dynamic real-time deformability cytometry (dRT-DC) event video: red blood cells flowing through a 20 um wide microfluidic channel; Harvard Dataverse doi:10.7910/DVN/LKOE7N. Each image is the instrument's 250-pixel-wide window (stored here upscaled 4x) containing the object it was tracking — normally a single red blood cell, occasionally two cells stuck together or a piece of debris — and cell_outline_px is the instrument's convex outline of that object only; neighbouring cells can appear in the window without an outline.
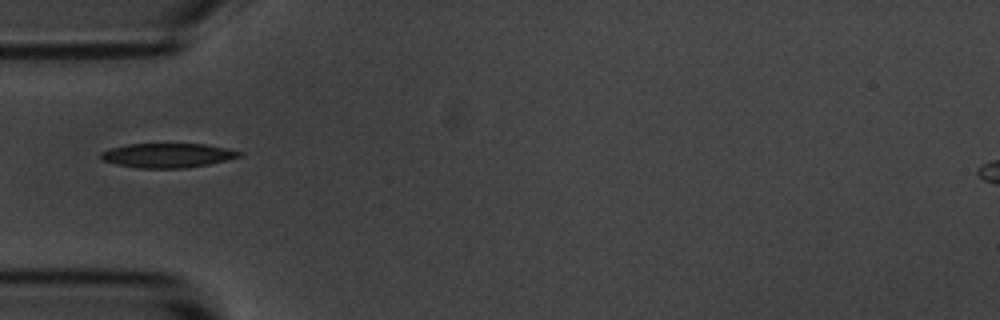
{"species": "common noctule bat (a hibernating species)", "species_latin": "Nyctalus noctula", "temperature_condition": "room temperature", "stored_images_in_passage": 38, "camera_frame_rate_fps": 3000, "um_per_image_px": 0.085, "animal": {"sex": "male", "body_mass_g": 20.1, "forearm_length_mm": 53.5}, "frame": {"image": 1, "passage_image": 1, "time_ms": 0.0, "image_size_px": [1000, 320], "cell_outline_px": [[244, 156], [228, 160], [188, 168], [140, 168], [116, 164], [104, 160], [100, 156], [100, 152], [112, 148], [128, 144], [204, 144], [228, 148], [244, 152]], "centroid_in_image_um": [14.32, 13.21], "position_along_channel_um": 70.7, "area_um2": 19.71}}
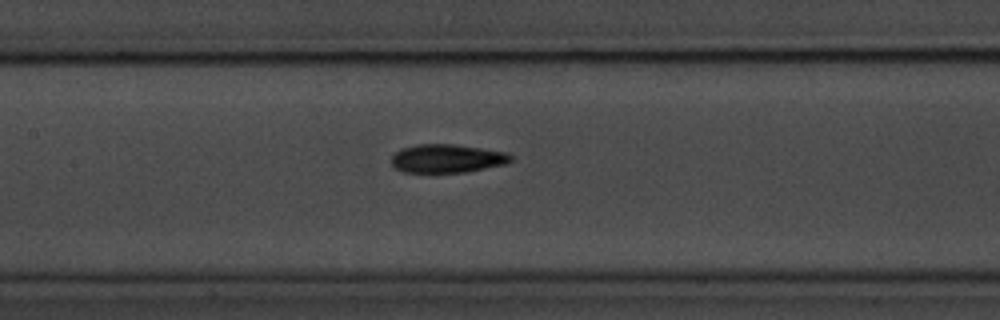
{"frame": {"image": 2, "passage_image": 9, "time_ms": 2.667, "image_size_px": [1000, 320], "cell_outline_px": [[512, 160], [504, 164], [464, 172], [404, 172], [396, 168], [392, 164], [392, 156], [396, 152], [404, 148], [416, 144], [452, 144], [508, 152], [512, 156]], "centroid_in_image_um": [38.0, 13.46], "position_along_channel_um": 169.4, "area_um2": 19.54}}
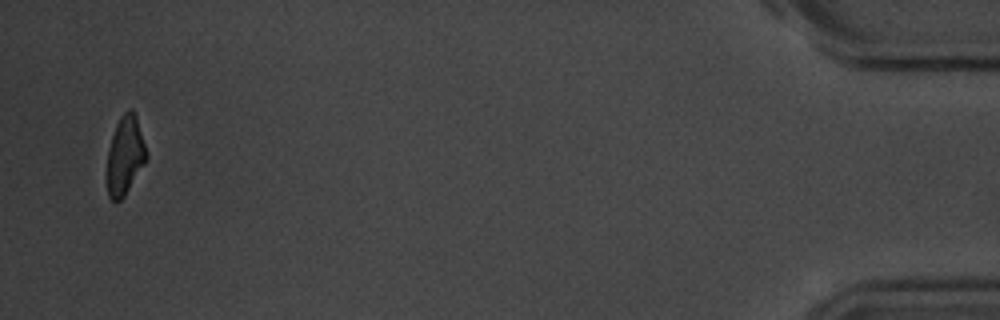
{"frame": {"image": 3, "passage_image": 37, "time_ms": 12.0, "image_size_px": [1000, 320], "cell_outline_px": [[148, 156], [144, 164], [124, 196], [120, 200], [112, 200], [108, 196], [108, 148], [116, 124], [120, 116], [128, 108], [132, 108], [136, 116]], "centroid_in_image_um": [10.63, 13.18], "position_along_channel_um": 424.6, "area_um2": 17.69}, "authors_computed_cell_mechanics": {"area_um2": 19.6231, "velocity_mm_per_s": 3.6634, "shape_relaxation_time_tau1_ms": 3.1935, "shape_relaxation_time_tau2_ms": 3.3668, "deformation_change_tau1": 0.14, "deformation_change_tau2": 0.1018}}